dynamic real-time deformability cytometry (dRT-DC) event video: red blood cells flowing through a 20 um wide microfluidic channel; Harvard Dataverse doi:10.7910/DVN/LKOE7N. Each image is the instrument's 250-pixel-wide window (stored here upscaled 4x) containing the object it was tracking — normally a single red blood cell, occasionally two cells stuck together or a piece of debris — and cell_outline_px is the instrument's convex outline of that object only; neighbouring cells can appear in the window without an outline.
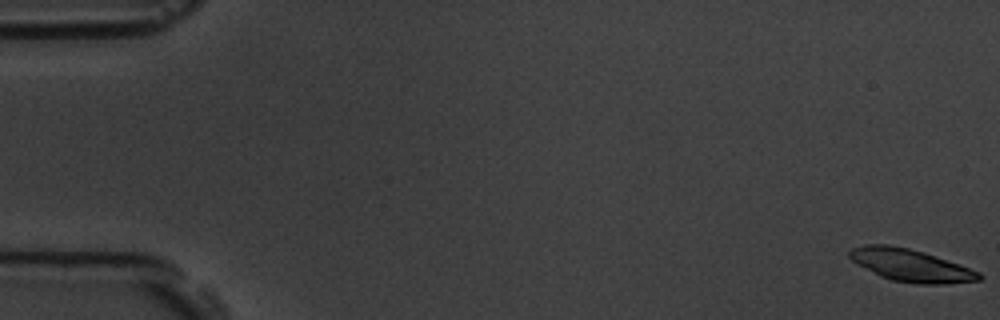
{"species": "common noctule bat (a hibernating species)", "species_latin": "Nyctalus noctula", "temperature_condition": "room temperature", "stored_images_in_passage": 16, "camera_frame_rate_fps": 3000, "um_per_image_px": 0.085, "animal": {"sex": "male", "body_mass_g": 19.5, "forearm_length_mm": 54.6}, "frame": {"image": 1, "passage_image": 1, "time_ms": 0.0, "image_size_px": [1000, 320], "cell_outline_px": [[984, 276], [980, 280], [944, 284], [916, 284], [892, 280], [880, 276], [856, 264], [848, 256], [848, 252], [852, 248], [864, 244], [888, 244], [908, 248], [924, 252], [980, 272]], "centroid_in_image_um": [77.38, 22.55], "position_along_channel_um": 7.6, "area_um2": 24.45}}
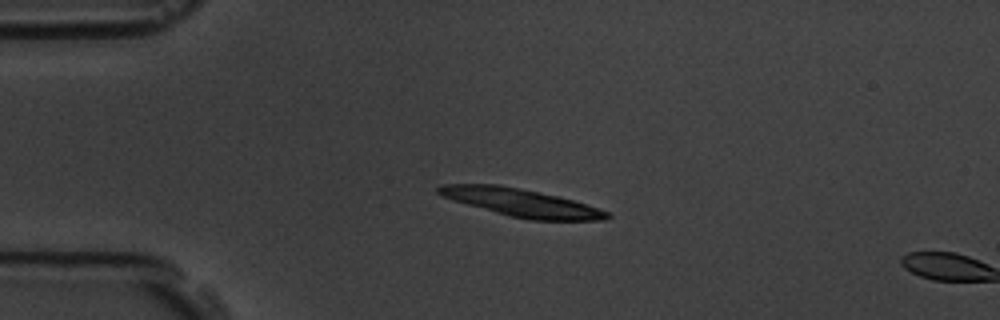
{"frame": {"image": 2, "passage_image": 14, "time_ms": 4.333, "image_size_px": [1000, 320], "cell_outline_px": [[612, 216], [604, 220], [528, 220], [508, 216], [452, 200], [440, 196], [436, 192], [436, 188], [444, 184], [500, 184], [540, 192], [572, 200], [608, 212]], "centroid_in_image_um": [44.23, 17.22], "position_along_channel_um": 40.8, "area_um2": 27.22}}